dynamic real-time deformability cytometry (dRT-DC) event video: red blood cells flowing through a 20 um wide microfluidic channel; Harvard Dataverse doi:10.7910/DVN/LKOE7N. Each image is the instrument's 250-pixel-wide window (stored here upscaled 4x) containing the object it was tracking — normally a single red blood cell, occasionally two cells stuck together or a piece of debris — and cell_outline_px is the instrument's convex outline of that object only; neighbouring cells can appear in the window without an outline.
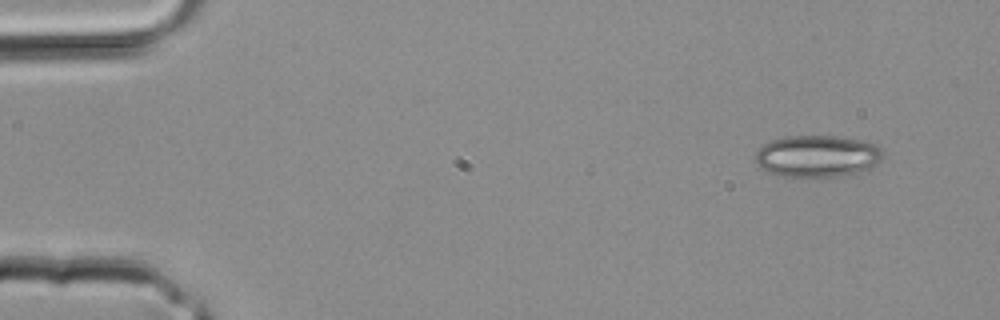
{"species": "common noctule bat (a hibernating species)", "species_latin": "Nyctalus noctula", "temperature_condition": "room temperature", "stored_images_in_passage": 2, "camera_frame_rate_fps": 3000, "um_per_image_px": 0.085, "animal": {"sex": "male", "body_mass_g": 20.4}, "frame": {"image": 1, "passage_image": 1, "time_ms": 0.0, "image_size_px": [1000, 320], "cell_outline_px": [[884, 156], [868, 172], [840, 176], [776, 176], [760, 168], [756, 164], [756, 152], [764, 144], [772, 140], [784, 136], [840, 136], [860, 140], [876, 144], [884, 152]], "centroid_in_image_um": [69.51, 13.28], "position_along_channel_um": 15.5, "area_um2": 31.56}}